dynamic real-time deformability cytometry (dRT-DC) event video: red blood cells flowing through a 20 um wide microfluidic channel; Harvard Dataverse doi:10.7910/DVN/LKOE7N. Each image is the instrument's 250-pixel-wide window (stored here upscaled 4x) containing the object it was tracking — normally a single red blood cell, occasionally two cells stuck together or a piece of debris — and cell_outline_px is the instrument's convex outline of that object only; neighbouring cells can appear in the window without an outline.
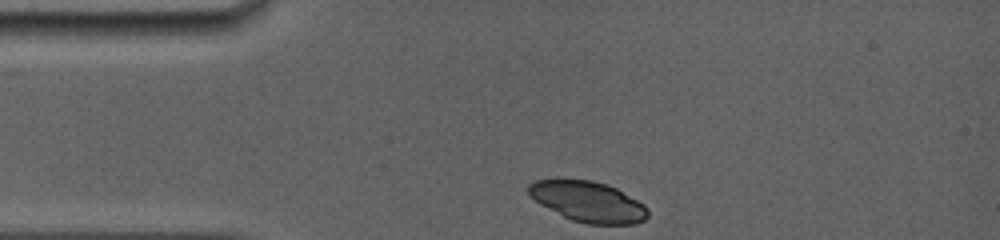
{"species": "common noctule bat (a hibernating species)", "species_latin": "Nyctalus noctula", "temperature_condition": "room temperature", "stored_images_in_passage": 5, "camera_frame_rate_fps": 5000, "um_per_image_px": 0.085, "animal": {"sex": "female", "body_mass_g": 19.0, "forearm_length_mm": 56.7}, "frame": {"image": 1, "passage_image": 1, "time_ms": 0.0, "image_size_px": [1000, 240], "cell_outline_px": [[648, 216], [644, 220], [636, 224], [588, 224], [572, 220], [540, 204], [528, 196], [528, 184], [536, 180], [592, 180], [608, 184], [616, 188], [644, 204], [648, 208]], "centroid_in_image_um": [50.0, 17.14], "position_along_channel_um": 35.0, "area_um2": 28.09}}